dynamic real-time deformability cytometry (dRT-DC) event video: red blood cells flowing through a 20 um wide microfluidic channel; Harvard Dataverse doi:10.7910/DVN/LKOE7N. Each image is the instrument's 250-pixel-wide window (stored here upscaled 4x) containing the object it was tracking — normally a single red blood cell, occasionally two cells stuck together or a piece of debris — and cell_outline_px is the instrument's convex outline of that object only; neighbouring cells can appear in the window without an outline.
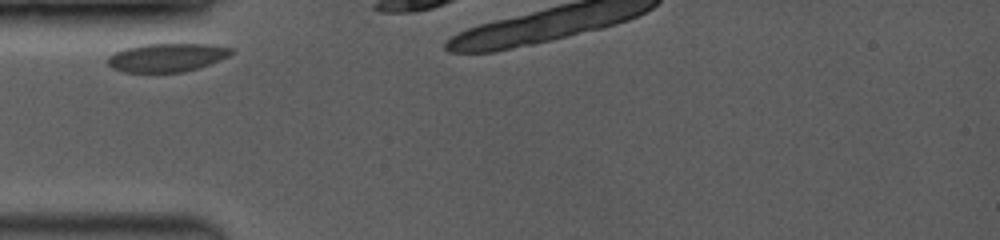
{"species": "common noctule bat (a hibernating species)", "species_latin": "Nyctalus noctula", "temperature_condition": "room temperature", "stored_images_in_passage": 8, "camera_frame_rate_fps": 3500, "um_per_image_px": 0.085, "animal": {"sex": "female", "body_mass_g": 19.0, "forearm_length_mm": 53.3}, "frame": {"image": 1, "passage_image": 1, "time_ms": 0.0, "image_size_px": [1000, 240], "cell_outline_px": [[232, 52], [228, 56], [220, 60], [200, 68], [184, 72], [124, 72], [112, 68], [108, 64], [108, 56], [124, 48], [144, 44], [212, 44], [232, 48]], "centroid_in_image_um": [14.19, 4.89], "position_along_channel_um": 70.8, "area_um2": 20.52}}
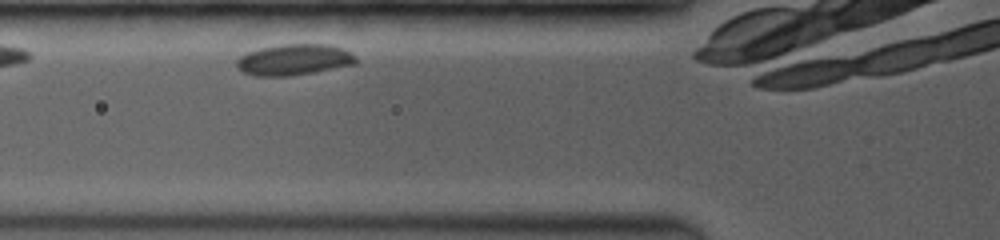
{"frame": {"image": 2, "passage_image": 2, "time_ms": 0.857, "image_size_px": [1000, 240], "cell_outline_px": [[356, 64], [316, 72], [292, 76], [256, 76], [244, 72], [236, 68], [236, 60], [240, 56], [248, 52], [260, 48], [284, 44], [328, 44], [340, 48], [356, 56]], "centroid_in_image_um": [24.97, 5.08], "position_along_channel_um": 100.8, "area_um2": 21.62}}